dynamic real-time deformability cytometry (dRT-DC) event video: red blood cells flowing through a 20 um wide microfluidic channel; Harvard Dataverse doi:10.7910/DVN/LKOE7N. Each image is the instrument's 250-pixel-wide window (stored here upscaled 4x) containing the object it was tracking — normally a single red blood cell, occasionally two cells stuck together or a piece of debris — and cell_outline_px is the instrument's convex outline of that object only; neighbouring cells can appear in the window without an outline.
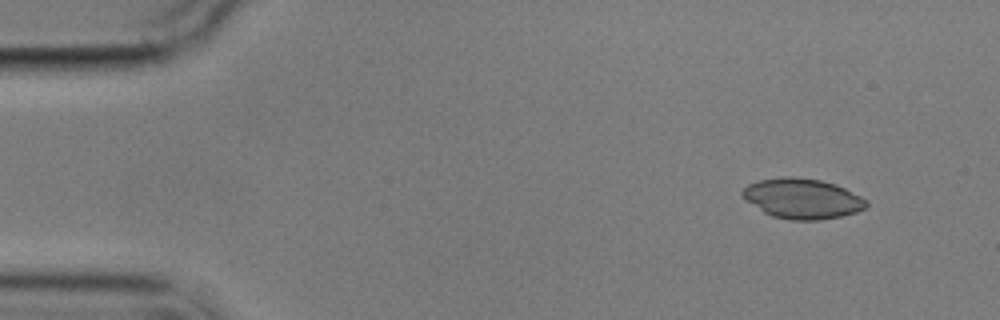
{"species": "common noctule bat (a hibernating species)", "species_latin": "Nyctalus noctula", "temperature_condition": "cold", "stored_images_in_passage": 2, "camera_frame_rate_fps": 3000, "um_per_image_px": 0.085, "animal": {"sex": "male", "body_mass_g": 17.9}, "frame": {"image": 1, "passage_image": 2, "time_ms": 1.667, "image_size_px": [1000, 320], "cell_outline_px": [[868, 204], [864, 208], [856, 212], [840, 216], [820, 220], [788, 220], [772, 216], [764, 212], [740, 196], [740, 192], [748, 184], [760, 180], [788, 176], [796, 176], [820, 180], [844, 188], [868, 200]], "centroid_in_image_um": [68.17, 16.88], "position_along_channel_um": 16.8, "area_um2": 28.9}}